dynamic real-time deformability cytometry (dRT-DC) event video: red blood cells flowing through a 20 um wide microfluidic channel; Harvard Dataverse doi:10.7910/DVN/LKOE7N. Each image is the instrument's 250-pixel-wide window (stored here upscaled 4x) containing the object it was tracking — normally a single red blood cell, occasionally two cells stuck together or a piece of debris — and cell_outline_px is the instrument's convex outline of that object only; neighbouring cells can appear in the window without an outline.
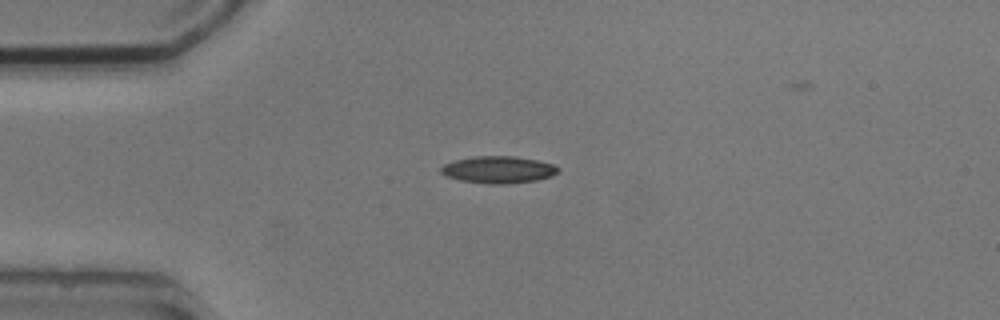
{"species": "common noctule bat (a hibernating species)", "species_latin": "Nyctalus noctula", "temperature_condition": "cold", "stored_images_in_passage": 6, "camera_frame_rate_fps": 3000, "um_per_image_px": 0.085, "animal": {"sex": "male", "body_mass_g": 20.5, "forearm_length_mm": 52.5}, "frame": {"image": 1, "passage_image": 1, "time_ms": 0.0, "image_size_px": [1000, 320], "cell_outline_px": [[560, 172], [552, 176], [536, 180], [508, 184], [488, 184], [460, 180], [444, 176], [440, 172], [440, 168], [444, 164], [456, 160], [472, 156], [516, 156], [536, 160], [552, 164], [560, 168]], "centroid_in_image_um": [42.36, 14.42], "position_along_channel_um": 42.6, "area_um2": 18.61}}